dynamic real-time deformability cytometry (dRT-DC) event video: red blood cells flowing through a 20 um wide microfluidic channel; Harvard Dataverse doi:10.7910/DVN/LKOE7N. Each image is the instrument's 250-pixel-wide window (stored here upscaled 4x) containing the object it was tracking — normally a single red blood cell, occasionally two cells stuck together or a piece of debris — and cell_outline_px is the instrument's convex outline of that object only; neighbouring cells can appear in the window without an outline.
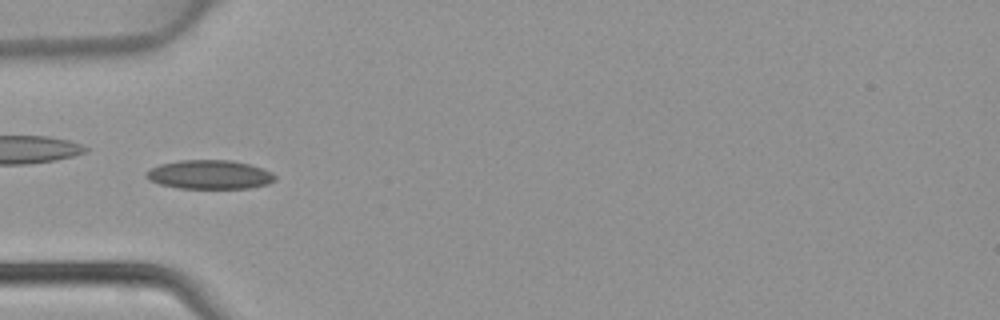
{"species": "common noctule bat (a hibernating species)", "species_latin": "Nyctalus noctula", "temperature_condition": "warm", "stored_images_in_passage": 4, "camera_frame_rate_fps": 3000, "um_per_image_px": 0.085, "animal": {"sex": "female", "body_mass_g": 22.7, "forearm_length_mm": 54.2}, "frame": {"image": 1, "passage_image": 3, "time_ms": 0.667, "image_size_px": [1000, 320], "cell_outline_px": [[276, 180], [268, 184], [248, 188], [180, 188], [160, 184], [148, 180], [144, 176], [144, 172], [160, 164], [180, 160], [232, 160], [248, 164], [272, 172], [276, 176]], "centroid_in_image_um": [17.79, 14.84], "position_along_channel_um": 67.2, "area_um2": 21.73}}
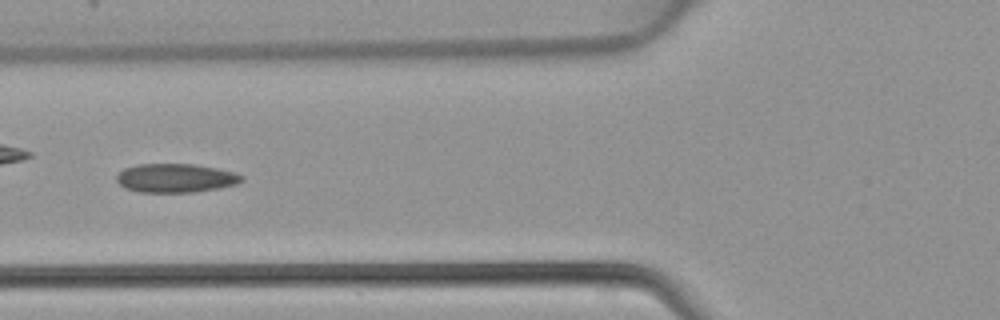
{"frame": {"image": 2, "passage_image": 4, "time_ms": 1.0, "image_size_px": [1000, 320], "cell_outline_px": [[244, 180], [236, 184], [220, 188], [192, 192], [140, 192], [124, 188], [116, 180], [116, 176], [124, 168], [140, 164], [192, 164], [216, 168], [232, 172], [244, 176]], "centroid_in_image_um": [14.92, 15.14], "position_along_channel_um": 110.9, "area_um2": 20.92}}